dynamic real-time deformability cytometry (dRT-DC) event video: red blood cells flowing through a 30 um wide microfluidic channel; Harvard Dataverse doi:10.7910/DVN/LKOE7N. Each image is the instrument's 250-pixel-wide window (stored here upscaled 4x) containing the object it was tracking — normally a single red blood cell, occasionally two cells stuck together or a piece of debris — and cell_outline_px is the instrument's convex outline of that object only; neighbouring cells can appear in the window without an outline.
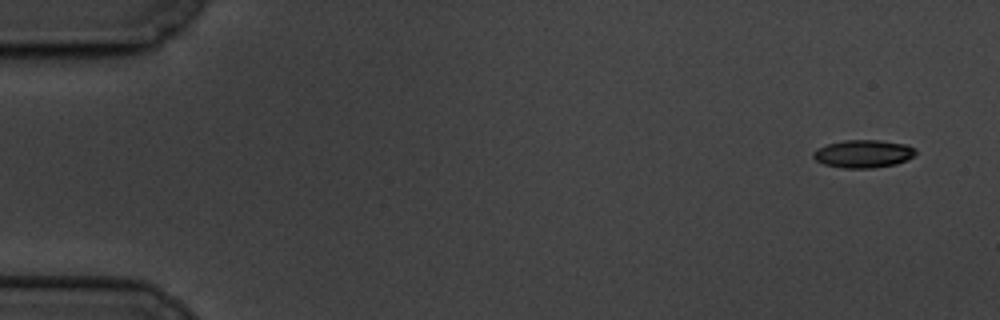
{"species": "common noctule bat (a hibernating species)", "species_latin": "Nyctalus noctula", "temperature_condition": "cold", "stored_images_in_passage": 2, "camera_frame_rate_fps": 3000, "um_per_image_px": 0.085, "animal": {"sex": "male", "body_mass_g": 19.5, "forearm_length_mm": 54.6}, "frame": {"image": 1, "passage_image": 2, "time_ms": 1.333, "image_size_px": [1000, 320], "cell_outline_px": [[916, 152], [908, 160], [896, 164], [872, 168], [840, 168], [824, 164], [816, 160], [812, 156], [812, 152], [816, 148], [828, 144], [844, 140], [880, 140], [908, 144], [916, 148]], "centroid_in_image_um": [73.38, 13.07], "position_along_channel_um": 11.6, "area_um2": 16.82}}